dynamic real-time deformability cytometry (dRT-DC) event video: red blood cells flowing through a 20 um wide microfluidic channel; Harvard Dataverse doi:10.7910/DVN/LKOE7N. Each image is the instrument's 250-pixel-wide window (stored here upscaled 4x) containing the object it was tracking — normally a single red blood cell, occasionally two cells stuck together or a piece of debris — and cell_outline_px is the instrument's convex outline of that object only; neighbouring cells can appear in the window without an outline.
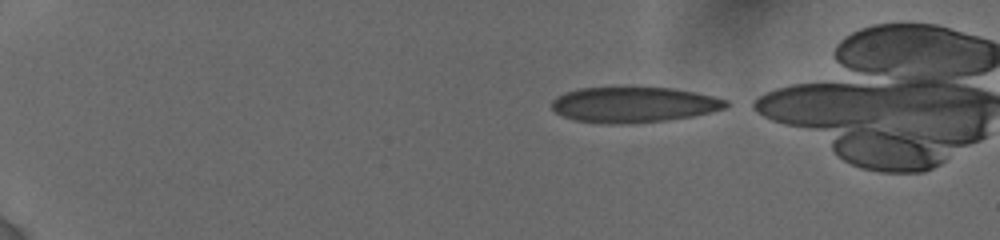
{"species": "human", "species_latin": "Homo sapiens", "temperature_condition": "cold", "stored_images_in_passage": 5, "camera_frame_rate_fps": 3000, "um_per_image_px": 0.085, "donor": {"sex": "female"}, "frame": {"image": 1, "passage_image": 1, "time_ms": 0.0, "image_size_px": [1000, 240], "cell_outline_px": [[736, 104], [728, 108], [712, 112], [692, 116], [668, 120], [628, 124], [608, 124], [576, 120], [564, 116], [556, 112], [552, 108], [552, 100], [556, 96], [564, 92], [580, 88], [672, 88], [712, 96], [728, 100]], "centroid_in_image_um": [53.93, 8.91], "position_along_channel_um": 31.1, "area_um2": 36.18}}
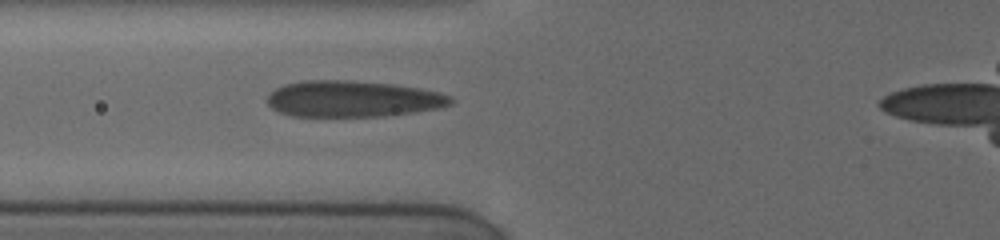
{"frame": {"image": 2, "passage_image": 5, "time_ms": 4.333, "image_size_px": [1000, 240], "cell_outline_px": [[452, 104], [436, 108], [412, 112], [380, 116], [292, 116], [280, 112], [272, 108], [268, 104], [268, 96], [276, 88], [284, 84], [304, 80], [348, 80], [392, 84], [440, 92], [448, 96], [452, 100]], "centroid_in_image_um": [29.94, 8.4], "position_along_channel_um": 95.9, "area_um2": 38.32}}